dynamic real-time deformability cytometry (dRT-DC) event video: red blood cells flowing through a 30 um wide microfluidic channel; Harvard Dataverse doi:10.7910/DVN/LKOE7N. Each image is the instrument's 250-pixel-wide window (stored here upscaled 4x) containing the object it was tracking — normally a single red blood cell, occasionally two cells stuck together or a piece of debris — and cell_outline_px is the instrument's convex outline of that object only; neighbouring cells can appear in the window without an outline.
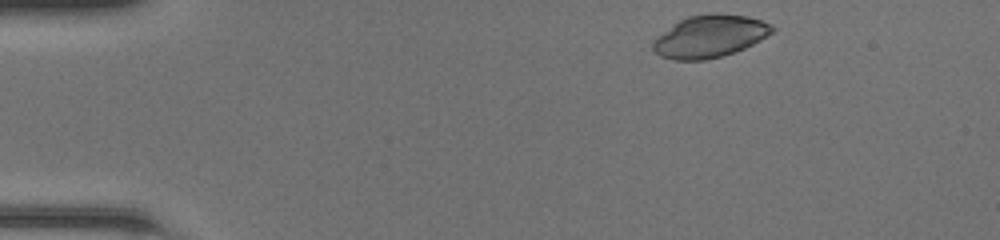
{"species": "common noctule bat (a hibernating species)", "species_latin": "Nyctalus noctula", "temperature_condition": "room temperature", "stored_images_in_passage": 42, "camera_frame_rate_fps": 3000, "um_per_image_px": 0.085, "animal": {"sex": "female", "body_mass_g": 20.0, "forearm_length_mm": 54.0}, "frame": {"image": 1, "passage_image": 1, "time_ms": 0.0, "image_size_px": [1000, 240], "cell_outline_px": [[776, 28], [772, 32], [760, 40], [744, 48], [720, 56], [704, 60], [672, 60], [660, 56], [652, 48], [652, 40], [680, 20], [688, 16], [712, 12], [720, 12], [748, 16], [772, 24]], "centroid_in_image_um": [60.33, 3.07], "position_along_channel_um": 24.7, "area_um2": 29.42}}
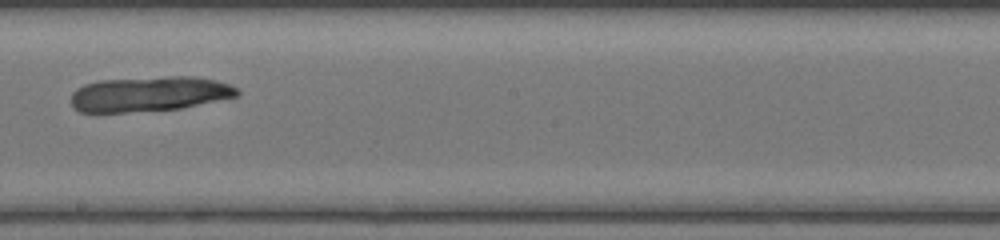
{"frame": {"image": 2, "passage_image": 22, "time_ms": 7.0, "image_size_px": [1000, 240], "cell_outline_px": [[240, 96], [180, 108], [124, 112], [80, 112], [72, 108], [72, 92], [76, 88], [84, 84], [100, 80], [172, 76], [192, 76], [216, 80], [228, 84], [236, 88], [240, 92]], "centroid_in_image_um": [12.68, 7.98], "position_along_channel_um": 235.5, "area_um2": 33.87}}
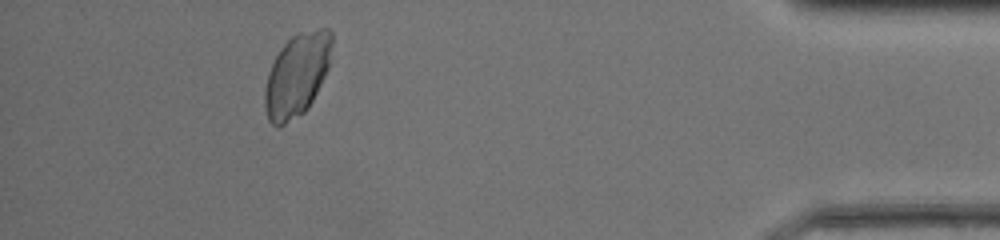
{"frame": {"image": 3, "passage_image": 38, "time_ms": 12.333, "image_size_px": [1000, 240], "cell_outline_px": [[332, 44], [328, 68], [308, 108], [304, 112], [284, 124], [276, 128], [268, 120], [264, 108], [264, 88], [268, 72], [280, 48], [292, 36], [300, 32], [320, 28], [328, 28], [332, 32]], "centroid_in_image_um": [25.22, 6.37], "position_along_channel_um": 410.0, "area_um2": 32.37}}